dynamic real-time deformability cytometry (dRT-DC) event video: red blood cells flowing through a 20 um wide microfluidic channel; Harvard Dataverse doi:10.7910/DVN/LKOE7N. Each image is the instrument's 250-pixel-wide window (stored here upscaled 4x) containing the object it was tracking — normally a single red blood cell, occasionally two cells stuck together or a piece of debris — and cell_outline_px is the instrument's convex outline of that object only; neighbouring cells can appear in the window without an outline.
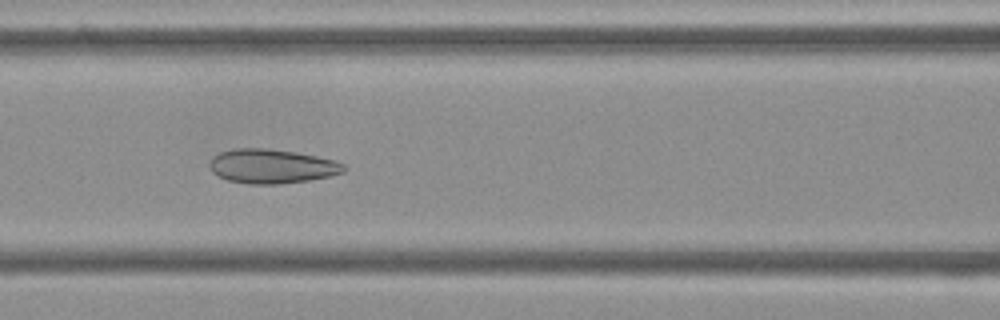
{"species": "Egyptian fruit bat (a non-hibernating species)", "species_latin": "Rousettus aegyptiacus", "temperature_condition": "cold", "stored_images_in_passage": 48, "camera_frame_rate_fps": 3000, "um_per_image_px": 0.085, "frame": {"image": 1, "passage_image": 17, "time_ms": 5.333, "image_size_px": [1000, 320], "cell_outline_px": [[348, 168], [344, 172], [332, 176], [312, 180], [280, 184], [248, 184], [228, 180], [216, 176], [212, 172], [208, 164], [212, 156], [220, 152], [232, 148], [268, 148], [296, 152], [336, 160], [344, 164]], "centroid_in_image_um": [23.11, 14.13], "position_along_channel_um": 143.5, "area_um2": 27.34}}
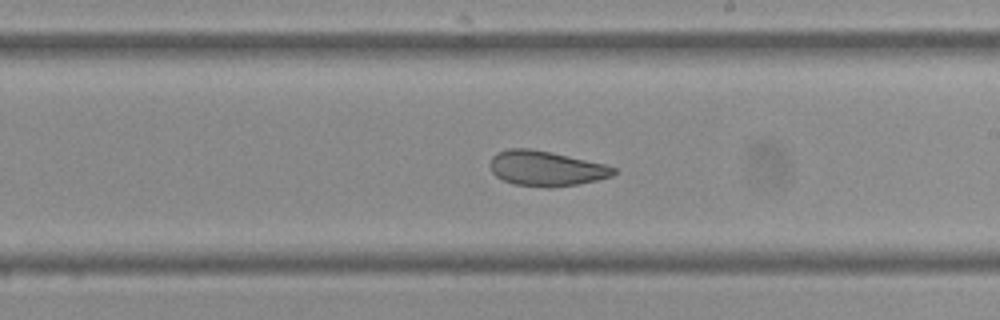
{"frame": {"image": 2, "passage_image": 25, "time_ms": 8.0, "image_size_px": [1000, 320], "cell_outline_px": [[616, 172], [612, 176], [596, 180], [576, 184], [552, 188], [548, 188], [512, 184], [496, 176], [492, 172], [492, 156], [496, 152], [508, 148], [528, 148], [552, 152], [604, 164], [616, 168]], "centroid_in_image_um": [46.41, 14.32], "position_along_channel_um": 242.6, "area_um2": 25.2}}
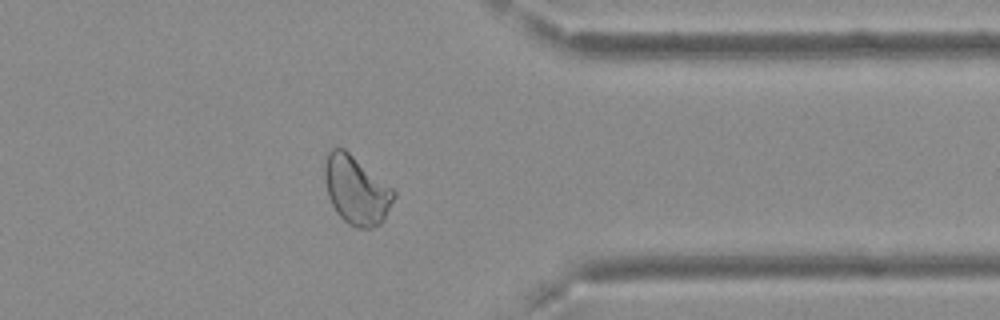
{"frame": {"image": 3, "passage_image": 37, "time_ms": 12.0, "image_size_px": [1000, 320], "cell_outline_px": [[396, 196], [384, 220], [380, 224], [372, 228], [356, 228], [348, 224], [336, 212], [328, 196], [324, 180], [324, 164], [328, 152], [332, 148], [344, 148], [392, 188], [396, 192]], "centroid_in_image_um": [30.28, 16.18], "position_along_channel_um": 381.1, "area_um2": 27.57}, "authors_computed_cell_mechanics": {"area_um2": 27.9463, "velocity_mm_per_s": 3.7175, "shape_relaxation_time_tau1_ms": null, "shape_relaxation_time_tau2_ms": 1.3917, "deformation_change_tau1": null, "deformation_change_tau2": 0.0774}}